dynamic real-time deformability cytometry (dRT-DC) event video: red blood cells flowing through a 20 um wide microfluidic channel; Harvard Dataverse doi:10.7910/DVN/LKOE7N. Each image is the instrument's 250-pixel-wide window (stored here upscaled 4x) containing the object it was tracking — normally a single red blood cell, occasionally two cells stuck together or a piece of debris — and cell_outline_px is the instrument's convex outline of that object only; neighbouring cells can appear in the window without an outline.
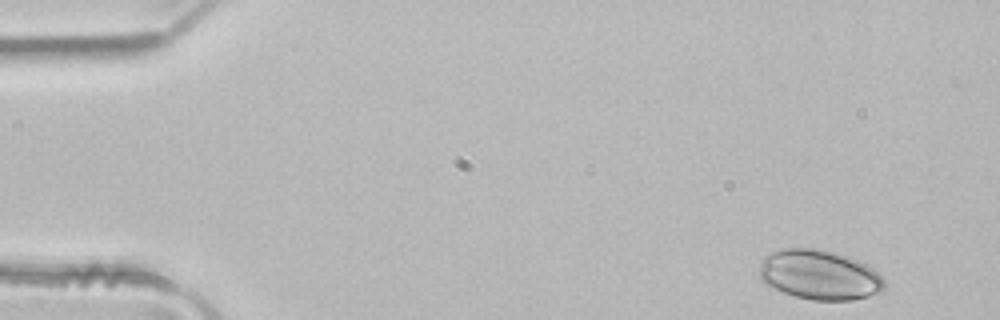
{"species": "common noctule bat (a hibernating species)", "species_latin": "Nyctalus noctula", "temperature_condition": "room temperature", "stored_images_in_passage": 3, "camera_frame_rate_fps": 3000, "um_per_image_px": 0.085, "animal": {"sex": "male", "body_mass_g": 21.5, "forearm_length_mm": 52.0}, "frame": {"image": 1, "passage_image": 1, "time_ms": 0.0, "image_size_px": [1000, 320], "cell_outline_px": [[884, 292], [852, 300], [812, 300], [796, 296], [784, 292], [764, 284], [760, 280], [760, 264], [764, 256], [780, 248], [812, 248], [836, 252], [848, 256], [872, 268], [884, 280]], "centroid_in_image_um": [69.63, 23.36], "position_along_channel_um": 15.4, "area_um2": 36.3}}
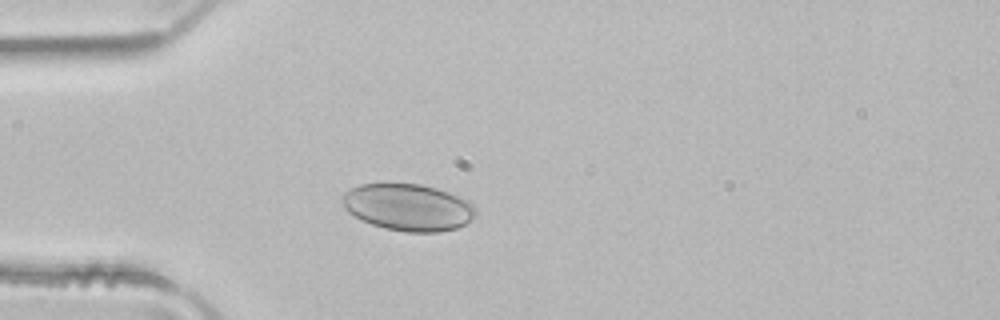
{"frame": {"image": 2, "passage_image": 3, "time_ms": 0.667, "image_size_px": [1000, 320], "cell_outline_px": [[476, 212], [464, 224], [456, 228], [436, 232], [408, 232], [384, 228], [372, 224], [348, 212], [344, 208], [344, 192], [360, 184], [384, 180], [420, 184], [436, 188], [468, 200], [476, 208]], "centroid_in_image_um": [34.65, 17.57], "position_along_channel_um": 50.3, "area_um2": 36.7}}